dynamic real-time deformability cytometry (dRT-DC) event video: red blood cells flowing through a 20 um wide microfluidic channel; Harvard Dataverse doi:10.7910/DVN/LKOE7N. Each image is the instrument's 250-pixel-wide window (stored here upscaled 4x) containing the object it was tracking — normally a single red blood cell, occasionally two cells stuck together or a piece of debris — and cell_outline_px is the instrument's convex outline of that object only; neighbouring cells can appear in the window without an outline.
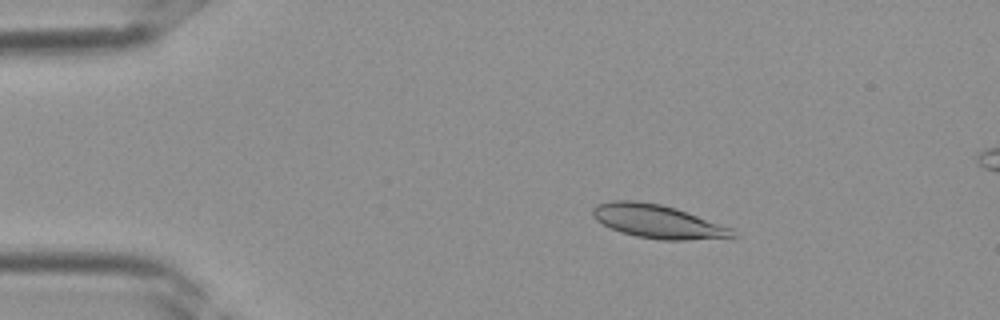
{"species": "Egyptian fruit bat (a non-hibernating species)", "species_latin": "Rousettus aegyptiacus", "temperature_condition": "room temperature", "stored_images_in_passage": 36, "camera_frame_rate_fps": 3000, "um_per_image_px": 0.085, "frame": {"image": 1, "passage_image": 6, "time_ms": 1.667, "image_size_px": [1000, 320], "cell_outline_px": [[740, 236], [684, 240], [660, 240], [636, 236], [620, 232], [596, 220], [592, 216], [592, 208], [596, 204], [612, 200], [636, 200], [660, 204], [676, 208], [732, 228]], "centroid_in_image_um": [55.88, 18.81], "position_along_channel_um": 29.1, "area_um2": 27.28}}
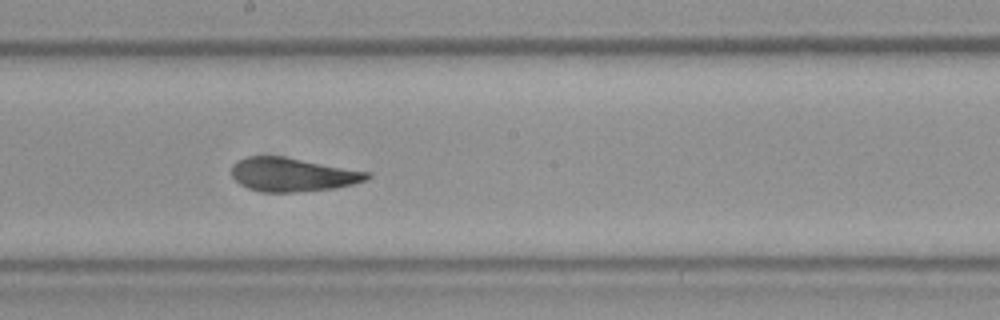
{"frame": {"image": 2, "passage_image": 20, "time_ms": 6.333, "image_size_px": [1000, 320], "cell_outline_px": [[372, 176], [368, 180], [336, 188], [296, 192], [264, 192], [248, 188], [240, 184], [232, 176], [232, 164], [236, 160], [248, 156], [284, 156], [372, 172]], "centroid_in_image_um": [24.9, 14.83], "position_along_channel_um": 223.3, "area_um2": 26.88}}
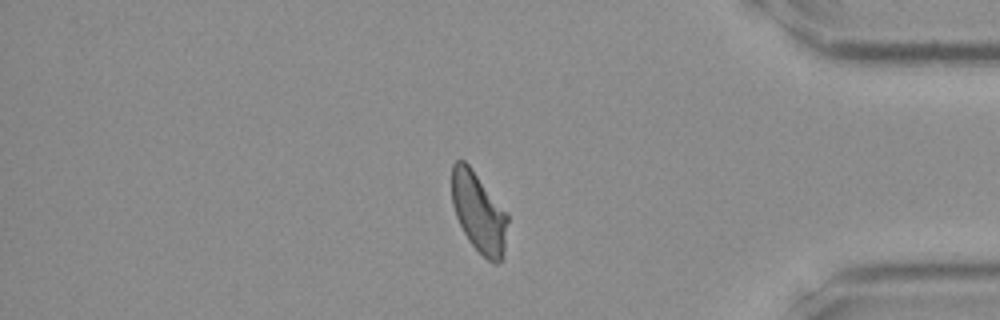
{"frame": {"image": 3, "passage_image": 31, "time_ms": 10.0, "image_size_px": [1000, 320], "cell_outline_px": [[508, 220], [504, 248], [500, 260], [496, 264], [488, 260], [468, 240], [456, 216], [452, 204], [452, 164], [456, 160], [464, 160], [468, 164], [508, 212]], "centroid_in_image_um": [40.69, 18.02], "position_along_channel_um": 394.5, "area_um2": 25.84}}